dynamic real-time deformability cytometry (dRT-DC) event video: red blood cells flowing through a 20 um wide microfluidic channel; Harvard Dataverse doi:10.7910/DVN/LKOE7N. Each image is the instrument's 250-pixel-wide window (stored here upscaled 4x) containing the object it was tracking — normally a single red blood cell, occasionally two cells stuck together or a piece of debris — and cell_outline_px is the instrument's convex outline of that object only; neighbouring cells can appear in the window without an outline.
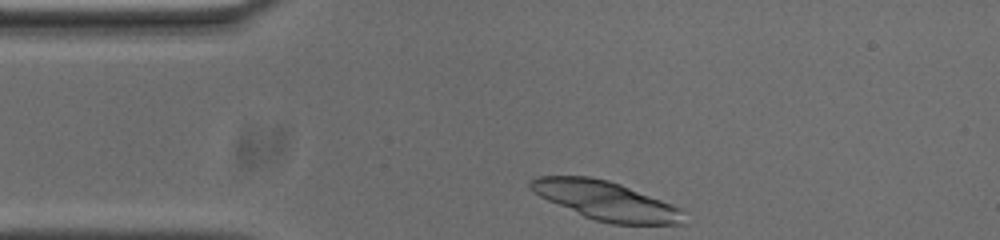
{"species": "common noctule bat (a hibernating species)", "species_latin": "Nyctalus noctula", "temperature_condition": "cold", "stored_images_in_passage": 34, "camera_frame_rate_fps": 3000, "um_per_image_px": 0.085, "animal": {"sex": "male", "body_mass_g": 20.0, "forearm_length_mm": 53.3}, "frame": {"image": 1, "passage_image": 1, "time_ms": 0.0, "image_size_px": [1000, 240], "cell_outline_px": [[684, 224], [612, 224], [596, 220], [584, 216], [548, 200], [540, 196], [528, 184], [536, 176], [588, 176], [608, 180], [620, 184], [680, 208]], "centroid_in_image_um": [51.48, 17.05], "position_along_channel_um": 33.5, "area_um2": 33.87}}